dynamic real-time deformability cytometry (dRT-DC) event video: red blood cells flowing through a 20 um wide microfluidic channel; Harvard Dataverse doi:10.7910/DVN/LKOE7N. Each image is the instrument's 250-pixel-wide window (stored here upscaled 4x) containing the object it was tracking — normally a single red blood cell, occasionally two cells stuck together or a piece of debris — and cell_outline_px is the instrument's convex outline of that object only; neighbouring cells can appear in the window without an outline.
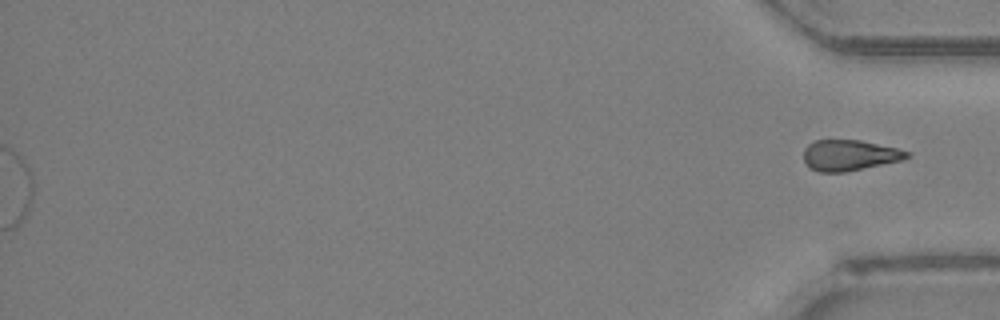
{"species": "Egyptian fruit bat (a non-hibernating species)", "species_latin": "Rousettus aegyptiacus", "temperature_condition": "room temperature", "stored_images_in_passage": 38, "segment_of_instrument_passage": [2, 2], "camera_frame_rate_fps": 3000, "um_per_image_px": 0.085, "animal": {"sex": "female"}, "frame": {"image": 1, "passage_image": 38, "time_ms": 12.333, "image_size_px": [1000, 320], "cell_outline_px": [[912, 156], [900, 160], [844, 172], [820, 172], [812, 168], [804, 160], [804, 148], [808, 144], [816, 140], [860, 140], [896, 148], [912, 152]], "centroid_in_image_um": [72.22, 13.18], "position_along_channel_um": 363.0, "area_um2": 18.26}}